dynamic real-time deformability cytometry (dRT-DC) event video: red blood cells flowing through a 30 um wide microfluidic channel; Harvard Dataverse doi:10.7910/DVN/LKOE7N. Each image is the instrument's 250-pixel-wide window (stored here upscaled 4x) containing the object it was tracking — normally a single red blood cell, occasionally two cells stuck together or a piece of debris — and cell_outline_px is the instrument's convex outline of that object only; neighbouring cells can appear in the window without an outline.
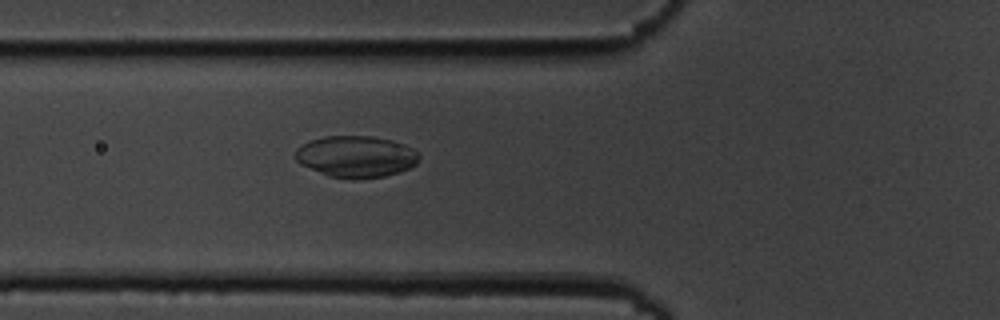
{"species": "common noctule bat (a hibernating species)", "species_latin": "Nyctalus noctula", "temperature_condition": "cold", "stored_images_in_passage": 6, "camera_frame_rate_fps": 3000, "um_per_image_px": 0.085, "animal": {"sex": "male", "body_mass_g": 19.5, "forearm_length_mm": 54.6}, "frame": {"image": 1, "passage_image": 6, "time_ms": 6.333, "image_size_px": [1000, 320], "cell_outline_px": [[420, 156], [416, 164], [400, 172], [384, 176], [356, 180], [352, 180], [328, 176], [300, 164], [296, 160], [296, 148], [312, 140], [324, 136], [372, 136], [392, 140], [404, 144], [420, 152]], "centroid_in_image_um": [30.29, 13.32], "position_along_channel_um": 95.5, "area_um2": 30.17}}